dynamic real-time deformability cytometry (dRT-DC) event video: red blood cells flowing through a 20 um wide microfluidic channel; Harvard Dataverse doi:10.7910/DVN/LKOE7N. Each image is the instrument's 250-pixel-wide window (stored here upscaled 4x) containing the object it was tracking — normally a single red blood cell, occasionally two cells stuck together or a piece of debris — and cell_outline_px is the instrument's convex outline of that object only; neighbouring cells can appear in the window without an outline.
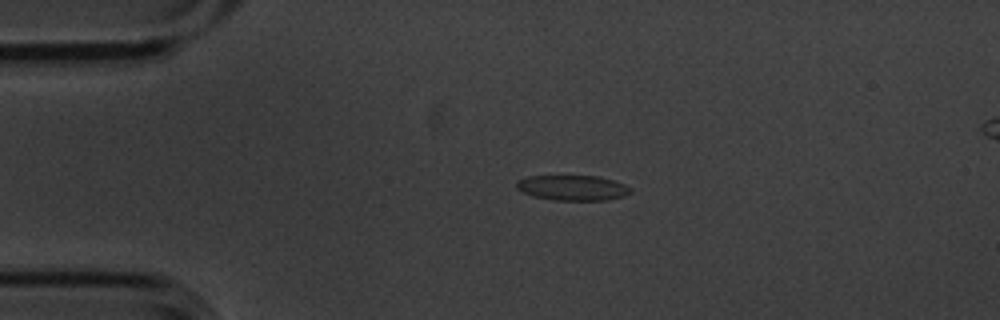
{"species": "common noctule bat (a hibernating species)", "species_latin": "Nyctalus noctula", "temperature_condition": "cold", "stored_images_in_passage": 5, "camera_frame_rate_fps": 3000, "um_per_image_px": 0.085, "animal": {"sex": "male", "body_mass_g": 20.1, "forearm_length_mm": 53.5}, "frame": {"image": 1, "passage_image": 3, "time_ms": 0.667, "image_size_px": [1000, 320], "cell_outline_px": [[632, 192], [624, 196], [608, 200], [552, 200], [532, 196], [516, 188], [516, 184], [520, 180], [528, 176], [600, 176], [624, 184], [632, 188]], "centroid_in_image_um": [48.71, 15.97], "position_along_channel_um": 36.3, "area_um2": 16.76}}